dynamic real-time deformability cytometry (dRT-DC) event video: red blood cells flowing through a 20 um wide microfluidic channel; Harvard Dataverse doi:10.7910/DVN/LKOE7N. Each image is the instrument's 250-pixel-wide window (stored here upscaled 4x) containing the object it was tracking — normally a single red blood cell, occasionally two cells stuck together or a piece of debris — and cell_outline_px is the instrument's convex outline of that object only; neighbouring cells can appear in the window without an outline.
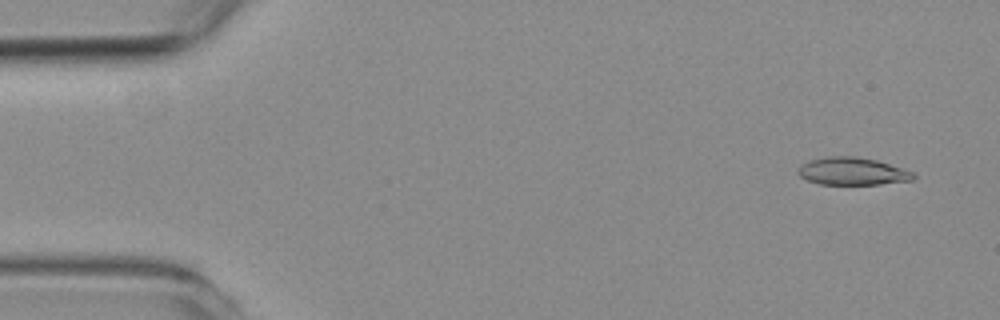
{"species": "common noctule bat (a hibernating species)", "species_latin": "Nyctalus noctula", "temperature_condition": "room temperature", "stored_images_in_passage": 58, "camera_frame_rate_fps": 3000, "um_per_image_px": 0.085, "animal": {"sex": "female", "body_mass_g": 19.3, "forearm_length_mm": 54.1}, "frame": {"image": 1, "passage_image": 4, "time_ms": 1.0, "image_size_px": [1000, 320], "cell_outline_px": [[916, 176], [912, 180], [880, 184], [820, 184], [808, 180], [800, 176], [796, 172], [808, 160], [828, 156], [856, 156], [876, 160], [912, 172]], "centroid_in_image_um": [72.43, 14.56], "position_along_channel_um": 12.6, "area_um2": 18.26}}
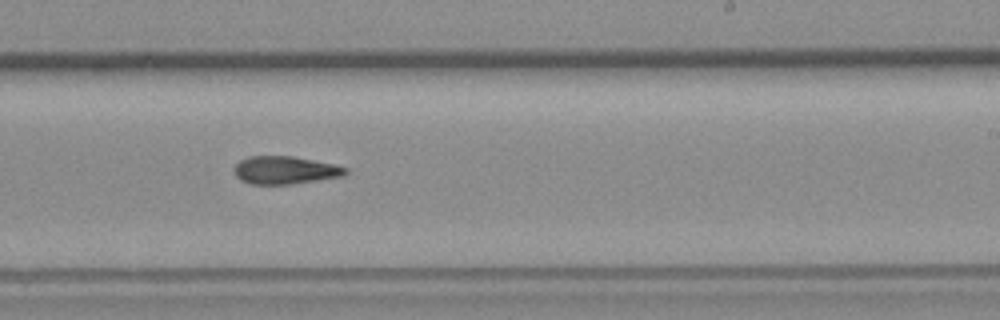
{"frame": {"image": 2, "passage_image": 35, "time_ms": 11.333, "image_size_px": [1000, 320], "cell_outline_px": [[348, 172], [344, 176], [292, 184], [248, 184], [240, 180], [236, 176], [232, 168], [240, 160], [248, 156], [292, 156], [336, 164], [348, 168]], "centroid_in_image_um": [24.22, 14.46], "position_along_channel_um": 264.8, "area_um2": 18.32}}
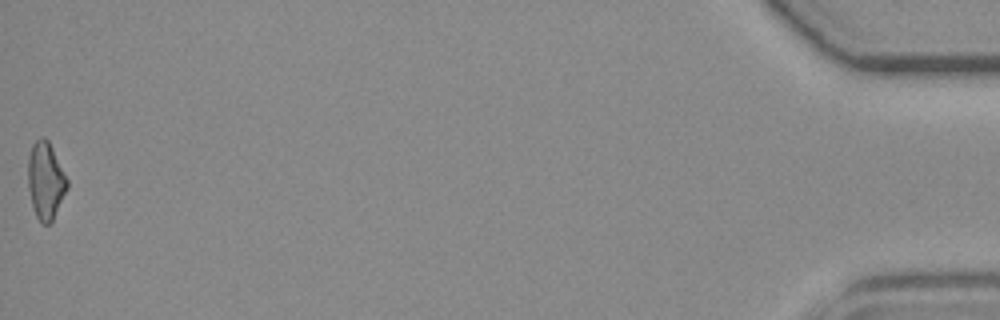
{"frame": {"image": 3, "passage_image": 58, "time_ms": 19.0, "image_size_px": [1000, 320], "cell_outline_px": [[68, 188], [52, 220], [48, 224], [40, 224], [32, 208], [28, 188], [28, 156], [32, 144], [40, 136], [44, 136], [48, 140], [68, 180]], "centroid_in_image_um": [3.86, 15.35], "position_along_channel_um": 431.3, "area_um2": 17.69}}